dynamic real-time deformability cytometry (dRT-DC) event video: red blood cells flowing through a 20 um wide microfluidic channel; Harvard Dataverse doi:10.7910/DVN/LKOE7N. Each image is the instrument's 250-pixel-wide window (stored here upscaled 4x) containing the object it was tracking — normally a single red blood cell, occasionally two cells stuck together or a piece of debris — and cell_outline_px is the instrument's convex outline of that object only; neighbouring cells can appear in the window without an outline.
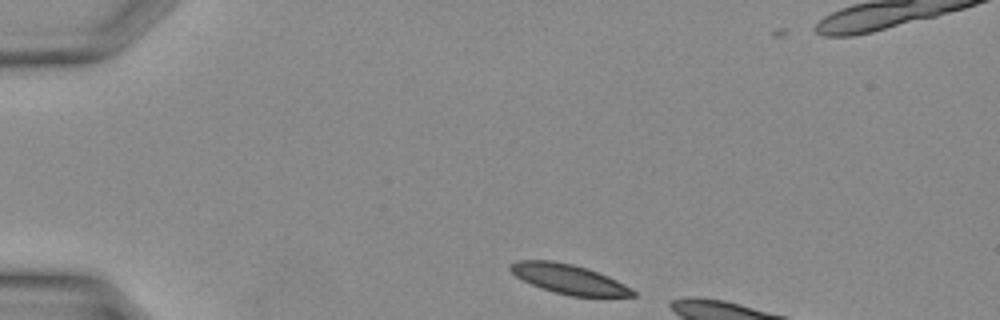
{"species": "Egyptian fruit bat (a non-hibernating species)", "species_latin": "Rousettus aegyptiacus", "temperature_condition": "warm", "stored_images_in_passage": 13, "camera_frame_rate_fps": 3000, "um_per_image_px": 0.085, "animal": {"sex": "female"}, "frame": {"image": 1, "passage_image": 1, "time_ms": 0.0, "image_size_px": [1000, 320], "cell_outline_px": [[636, 296], [572, 296], [540, 288], [516, 276], [508, 268], [516, 260], [552, 260], [572, 264], [588, 268], [608, 276], [624, 284], [636, 292]], "centroid_in_image_um": [48.35, 23.71], "position_along_channel_um": 36.7, "area_um2": 20.87}}
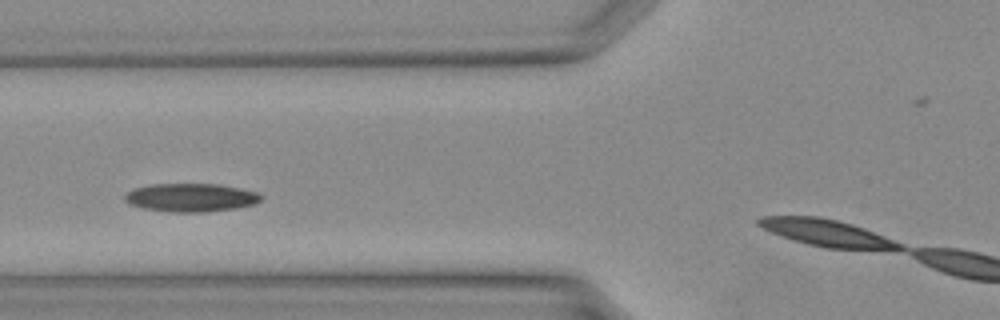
{"frame": {"image": 2, "passage_image": 8, "time_ms": 2.333, "image_size_px": [1000, 320], "cell_outline_px": [[264, 196], [256, 204], [236, 208], [208, 212], [168, 212], [144, 208], [128, 204], [124, 200], [124, 196], [128, 192], [136, 188], [152, 184], [220, 184], [260, 192]], "centroid_in_image_um": [16.28, 16.79], "position_along_channel_um": 109.5, "area_um2": 22.72}}
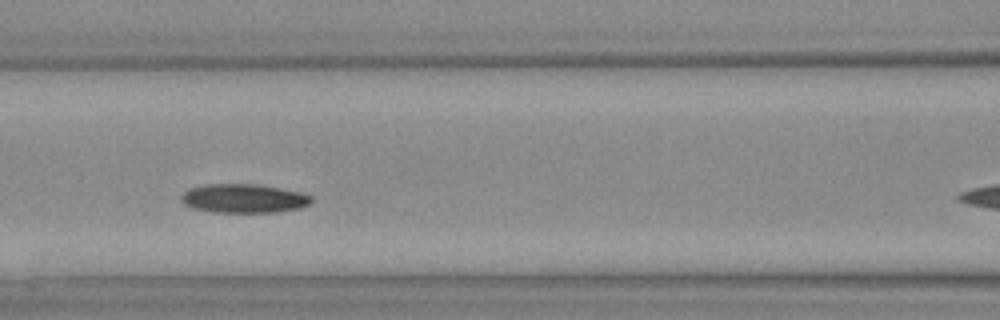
{"frame": {"image": 3, "passage_image": 10, "time_ms": 3.0, "image_size_px": [1000, 320], "cell_outline_px": [[312, 200], [308, 204], [300, 208], [276, 212], [212, 212], [192, 208], [184, 204], [180, 200], [180, 196], [188, 188], [204, 184], [256, 184], [280, 188], [300, 192], [312, 196]], "centroid_in_image_um": [20.67, 16.86], "position_along_channel_um": 145.9, "area_um2": 22.02}}